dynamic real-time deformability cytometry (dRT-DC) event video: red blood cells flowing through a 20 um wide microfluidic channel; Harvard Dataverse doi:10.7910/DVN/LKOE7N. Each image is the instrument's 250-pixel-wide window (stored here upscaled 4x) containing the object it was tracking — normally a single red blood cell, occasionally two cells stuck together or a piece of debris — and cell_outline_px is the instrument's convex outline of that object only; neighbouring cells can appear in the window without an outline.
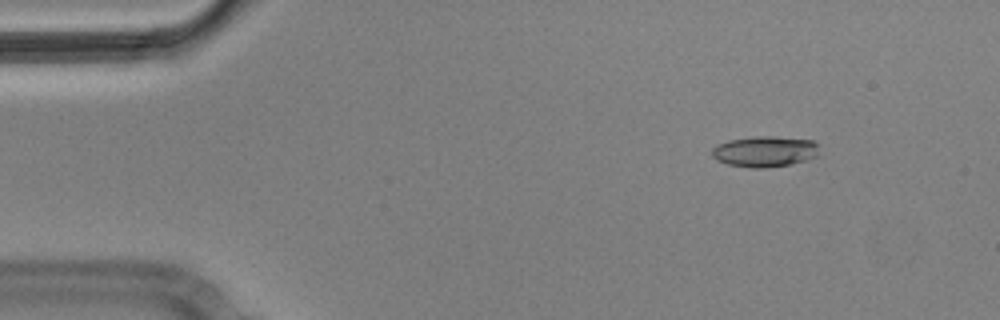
{"species": "Egyptian fruit bat (a non-hibernating species)", "species_latin": "Rousettus aegyptiacus", "temperature_condition": "cold", "stored_images_in_passage": 4, "camera_frame_rate_fps": 3000, "um_per_image_px": 0.085, "animal": {"sex": "male"}, "frame": {"image": 1, "passage_image": 1, "time_ms": 0.0, "image_size_px": [1000, 320], "cell_outline_px": [[820, 156], [808, 160], [788, 164], [764, 168], [752, 168], [728, 164], [716, 160], [712, 156], [712, 148], [716, 144], [728, 140], [756, 136], [772, 136], [812, 140], [820, 144]], "centroid_in_image_um": [65.05, 12.87], "position_along_channel_um": 19.9, "area_um2": 19.59}}
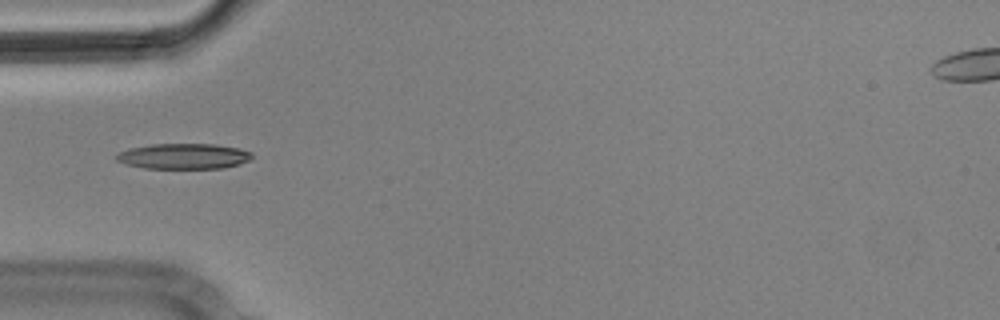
{"frame": {"image": 2, "passage_image": 4, "time_ms": 1.0, "image_size_px": [1000, 320], "cell_outline_px": [[252, 156], [248, 160], [240, 164], [220, 168], [144, 168], [124, 164], [116, 160], [116, 156], [120, 152], [128, 148], [152, 144], [216, 144], [240, 148], [252, 152]], "centroid_in_image_um": [15.6, 13.27], "position_along_channel_um": 69.4, "area_um2": 20.17}}